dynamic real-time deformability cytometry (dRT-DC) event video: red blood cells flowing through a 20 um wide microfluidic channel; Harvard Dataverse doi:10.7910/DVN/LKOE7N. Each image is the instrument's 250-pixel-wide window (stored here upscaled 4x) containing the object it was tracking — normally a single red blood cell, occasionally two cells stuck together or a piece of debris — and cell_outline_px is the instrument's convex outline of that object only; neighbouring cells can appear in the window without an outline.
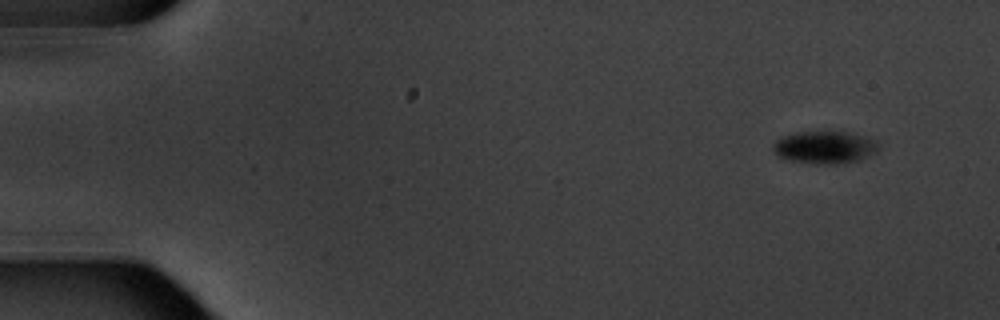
{"species": "common noctule bat (a hibernating species)", "species_latin": "Nyctalus noctula", "temperature_condition": "warm", "stored_images_in_passage": 4, "camera_frame_rate_fps": 3000, "um_per_image_px": 0.085, "animal": {"sex": "male", "body_mass_g": 20.1, "forearm_length_mm": 53.5}, "frame": {"image": 1, "passage_image": 1, "time_ms": 0.0, "image_size_px": [1000, 320], "cell_outline_px": [[880, 148], [876, 152], [856, 160], [840, 164], [816, 164], [788, 160], [780, 156], [772, 148], [772, 144], [776, 140], [784, 136], [796, 132], [844, 132], [864, 136], [880, 140]], "centroid_in_image_um": [70.14, 12.52], "position_along_channel_um": 14.9, "area_um2": 19.94}}
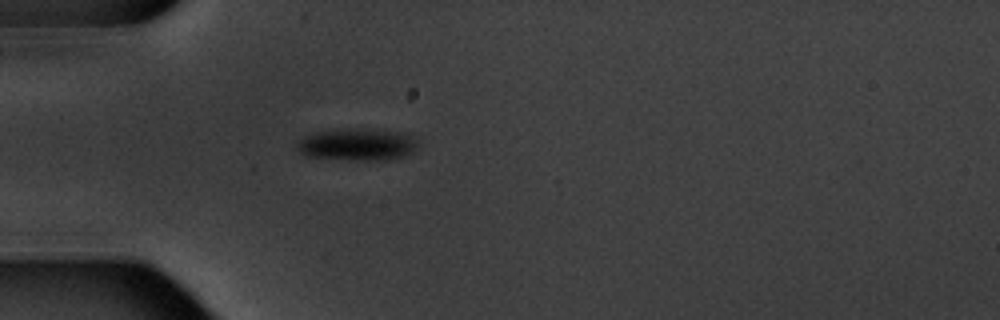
{"frame": {"image": 2, "passage_image": 4, "time_ms": 4.333, "image_size_px": [1000, 320], "cell_outline_px": [[416, 148], [408, 156], [388, 160], [356, 160], [304, 156], [296, 148], [296, 144], [304, 136], [312, 132], [336, 128], [356, 128], [400, 132], [412, 136], [416, 140]], "centroid_in_image_um": [30.33, 12.28], "position_along_channel_um": 54.7, "area_um2": 22.95}}